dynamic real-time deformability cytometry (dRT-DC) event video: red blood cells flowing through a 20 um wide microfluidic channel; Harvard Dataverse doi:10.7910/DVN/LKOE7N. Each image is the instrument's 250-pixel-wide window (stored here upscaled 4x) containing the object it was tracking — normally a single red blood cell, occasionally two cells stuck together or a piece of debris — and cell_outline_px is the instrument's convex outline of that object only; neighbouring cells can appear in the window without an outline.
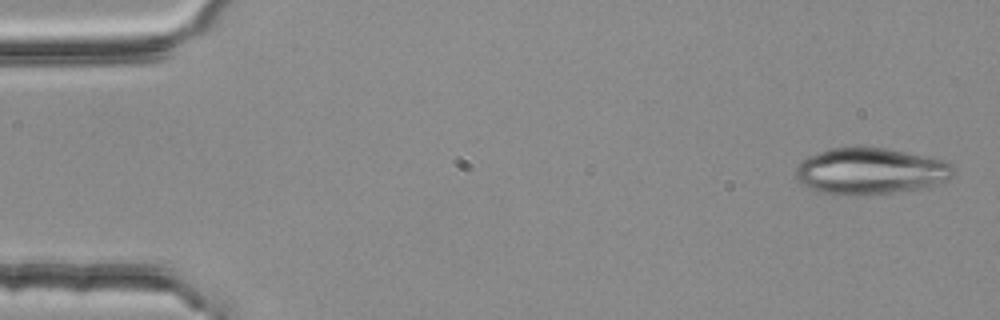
{"species": "common noctule bat (a hibernating species)", "species_latin": "Nyctalus noctula", "temperature_condition": "room temperature", "stored_images_in_passage": 3, "camera_frame_rate_fps": 3000, "um_per_image_px": 0.085, "animal": {"sex": "female", "body_mass_g": 25.1}, "frame": {"image": 1, "passage_image": 1, "time_ms": 0.0, "image_size_px": [1000, 320], "cell_outline_px": [[952, 176], [948, 180], [940, 184], [928, 188], [892, 192], [852, 196], [836, 196], [820, 192], [808, 188], [800, 184], [796, 180], [796, 168], [800, 160], [808, 156], [832, 148], [852, 144], [888, 148], [944, 160], [952, 164]], "centroid_in_image_um": [73.94, 14.54], "position_along_channel_um": 11.1, "area_um2": 43.87}}